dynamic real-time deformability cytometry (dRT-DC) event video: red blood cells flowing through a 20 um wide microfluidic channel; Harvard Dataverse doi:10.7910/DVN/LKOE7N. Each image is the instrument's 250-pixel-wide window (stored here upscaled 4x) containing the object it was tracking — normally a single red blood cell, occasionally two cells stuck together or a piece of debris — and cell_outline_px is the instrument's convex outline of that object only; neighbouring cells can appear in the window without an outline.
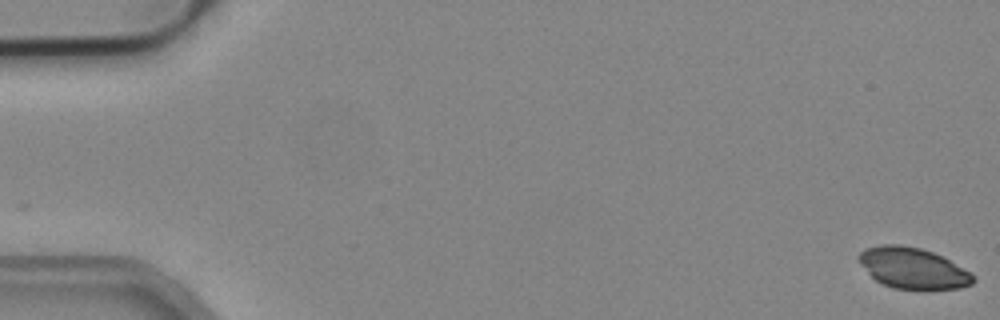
{"species": "common noctule bat (a hibernating species)", "species_latin": "Nyctalus noctula", "temperature_condition": "cold", "stored_images_in_passage": 53, "camera_frame_rate_fps": 3000, "um_per_image_px": 0.085, "animal": {"sex": "male", "body_mass_g": 19.2, "forearm_length_mm": 51.8}, "frame": {"image": 1, "passage_image": 1, "time_ms": 0.0, "image_size_px": [1000, 320], "cell_outline_px": [[976, 280], [972, 284], [960, 288], [892, 288], [876, 280], [860, 264], [856, 256], [864, 248], [880, 244], [900, 244], [920, 248], [932, 252], [948, 260], [968, 272]], "centroid_in_image_um": [77.52, 22.77], "position_along_channel_um": 7.5, "area_um2": 26.76}}
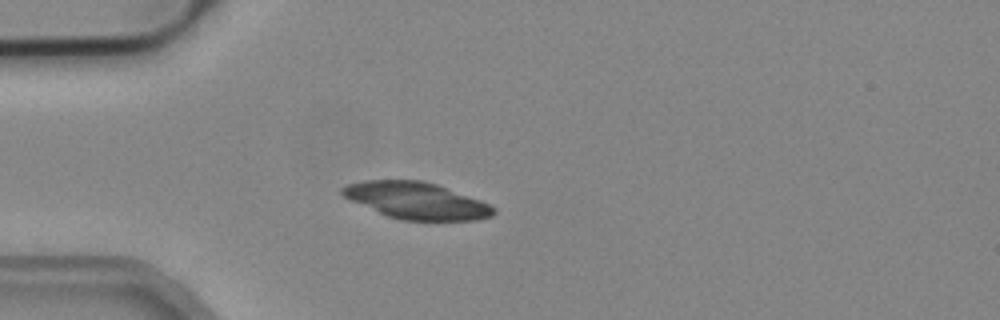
{"frame": {"image": 2, "passage_image": 15, "time_ms": 4.667, "image_size_px": [1000, 320], "cell_outline_px": [[496, 212], [492, 216], [476, 220], [400, 220], [388, 216], [352, 200], [344, 196], [340, 192], [340, 188], [348, 184], [364, 180], [420, 180], [436, 184], [492, 204], [496, 208]], "centroid_in_image_um": [35.44, 17.05], "position_along_channel_um": 49.6, "area_um2": 32.14}}